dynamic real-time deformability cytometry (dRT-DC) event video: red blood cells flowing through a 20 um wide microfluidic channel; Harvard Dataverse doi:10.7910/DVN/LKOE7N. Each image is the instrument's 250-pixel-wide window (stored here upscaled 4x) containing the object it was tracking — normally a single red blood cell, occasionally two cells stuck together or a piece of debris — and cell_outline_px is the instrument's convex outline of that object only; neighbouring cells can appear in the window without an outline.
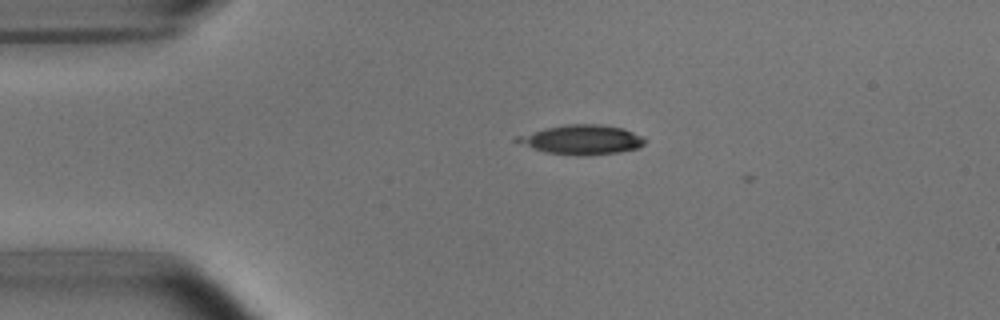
{"species": "common noctule bat (a hibernating species)", "species_latin": "Nyctalus noctula", "temperature_condition": "room temperature", "stored_images_in_passage": 3, "camera_frame_rate_fps": 3000, "um_per_image_px": 0.085, "animal": {"sex": "male", "body_mass_g": 15.6}, "frame": {"image": 1, "passage_image": 2, "time_ms": 0.333, "image_size_px": [1000, 320], "cell_outline_px": [[648, 140], [640, 148], [620, 152], [576, 156], [544, 152], [532, 148], [512, 140], [516, 136], [544, 128], [564, 124], [600, 124], [624, 128], [644, 136]], "centroid_in_image_um": [49.48, 11.87], "position_along_channel_um": 35.5, "area_um2": 22.31}}